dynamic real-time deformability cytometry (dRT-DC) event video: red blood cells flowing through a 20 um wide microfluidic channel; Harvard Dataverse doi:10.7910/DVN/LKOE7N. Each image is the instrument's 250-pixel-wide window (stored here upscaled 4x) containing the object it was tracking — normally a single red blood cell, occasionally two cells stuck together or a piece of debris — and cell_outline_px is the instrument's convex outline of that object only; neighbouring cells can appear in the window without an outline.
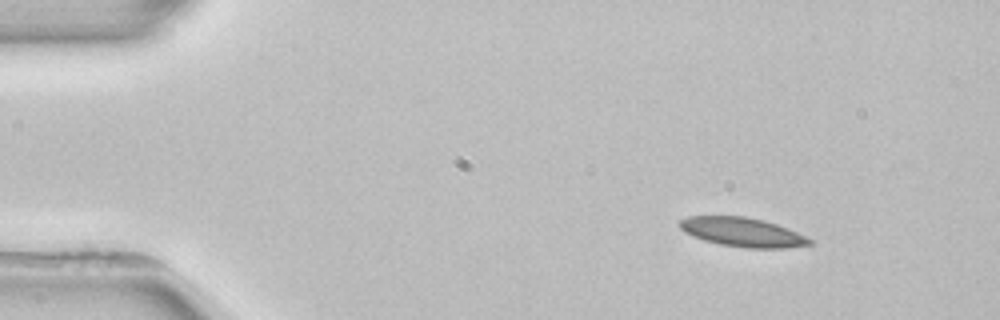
{"species": "common noctule bat (a hibernating species)", "species_latin": "Nyctalus noctula", "temperature_condition": "room temperature", "stored_images_in_passage": 3, "camera_frame_rate_fps": 3000, "um_per_image_px": 0.085, "animal": {"sex": "female", "body_mass_g": 22.7, "forearm_length_mm": 54.2}, "frame": {"image": 1, "passage_image": 1, "time_ms": 0.0, "image_size_px": [1000, 320], "cell_outline_px": [[812, 244], [784, 248], [748, 248], [720, 244], [704, 240], [684, 232], [676, 224], [680, 220], [688, 216], [744, 216], [764, 220], [788, 228], [812, 240]], "centroid_in_image_um": [63.07, 19.72], "position_along_channel_um": 21.9, "area_um2": 21.96}}